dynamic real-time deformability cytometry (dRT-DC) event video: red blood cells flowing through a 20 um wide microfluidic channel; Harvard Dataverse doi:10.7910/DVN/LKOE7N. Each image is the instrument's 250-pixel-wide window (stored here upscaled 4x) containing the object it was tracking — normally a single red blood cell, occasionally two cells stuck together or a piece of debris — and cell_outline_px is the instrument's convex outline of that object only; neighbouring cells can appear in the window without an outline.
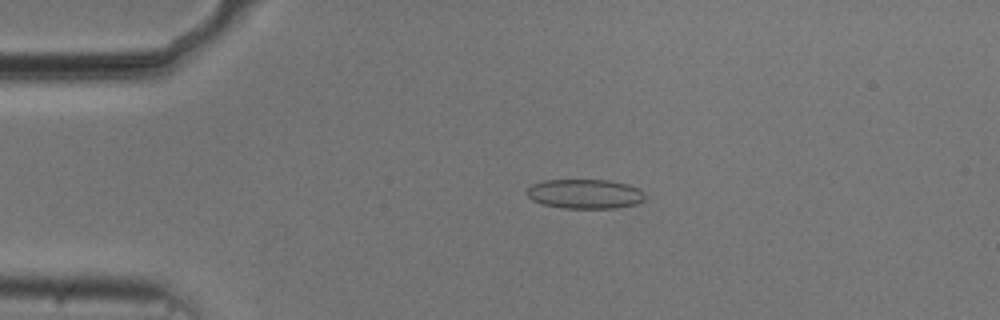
{"species": "common noctule bat (a hibernating species)", "species_latin": "Nyctalus noctula", "temperature_condition": "cold", "stored_images_in_passage": 54, "camera_frame_rate_fps": 3000, "um_per_image_px": 0.085, "animal": {"sex": "male", "body_mass_g": 20.5, "forearm_length_mm": 52.5}, "frame": {"image": 1, "passage_image": 12, "time_ms": 3.667, "image_size_px": [1000, 320], "cell_outline_px": [[644, 200], [636, 204], [616, 208], [564, 208], [544, 204], [532, 200], [524, 192], [532, 184], [544, 180], [608, 180], [628, 184], [636, 188], [644, 196]], "centroid_in_image_um": [49.67, 16.48], "position_along_channel_um": 35.3, "area_um2": 20.17}}
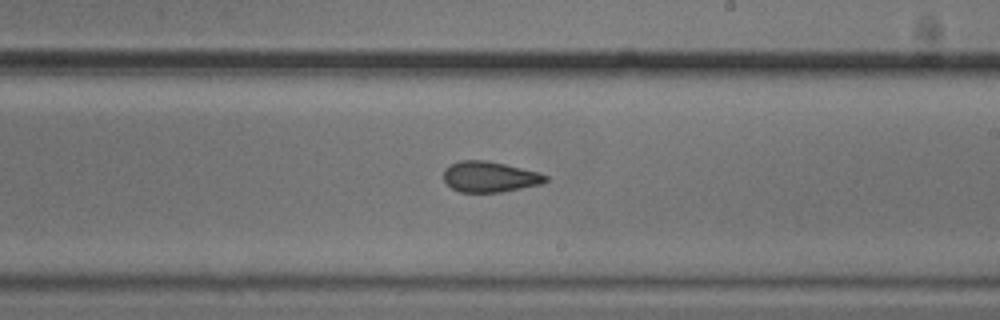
{"frame": {"image": 2, "passage_image": 32, "time_ms": 10.333, "image_size_px": [1000, 320], "cell_outline_px": [[548, 180], [544, 184], [500, 192], [460, 192], [452, 188], [444, 180], [444, 168], [460, 160], [484, 160], [504, 164], [540, 172], [548, 176]], "centroid_in_image_um": [41.66, 15.03], "position_along_channel_um": 247.3, "area_um2": 18.26}}
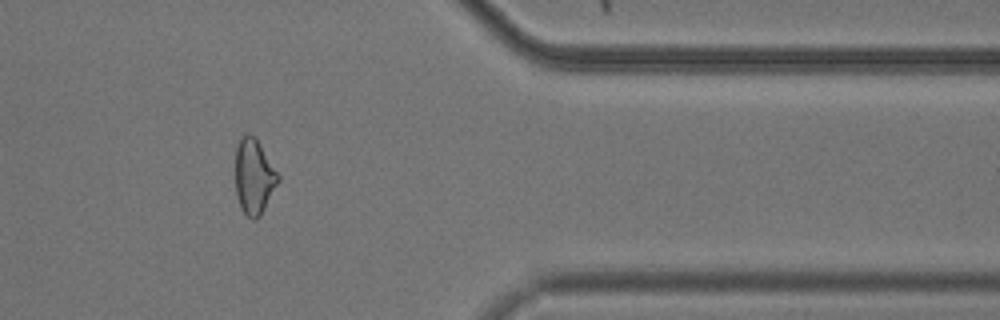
{"frame": {"image": 3, "passage_image": 45, "time_ms": 14.667, "image_size_px": [1000, 320], "cell_outline_px": [[280, 180], [260, 216], [256, 220], [252, 220], [240, 208], [236, 192], [236, 148], [240, 136], [244, 132], [248, 132], [256, 136], [280, 176]], "centroid_in_image_um": [21.59, 14.96], "position_along_channel_um": 389.8, "area_um2": 19.02}, "authors_computed_cell_mechanics": {"area_um2": 19.3341, "velocity_mm_per_s": 3.7261, "shape_relaxation_time_tau1_ms": null, "shape_relaxation_time_tau2_ms": 2.3916, "deformation_change_tau1": null, "deformation_change_tau2": 0.0994}}